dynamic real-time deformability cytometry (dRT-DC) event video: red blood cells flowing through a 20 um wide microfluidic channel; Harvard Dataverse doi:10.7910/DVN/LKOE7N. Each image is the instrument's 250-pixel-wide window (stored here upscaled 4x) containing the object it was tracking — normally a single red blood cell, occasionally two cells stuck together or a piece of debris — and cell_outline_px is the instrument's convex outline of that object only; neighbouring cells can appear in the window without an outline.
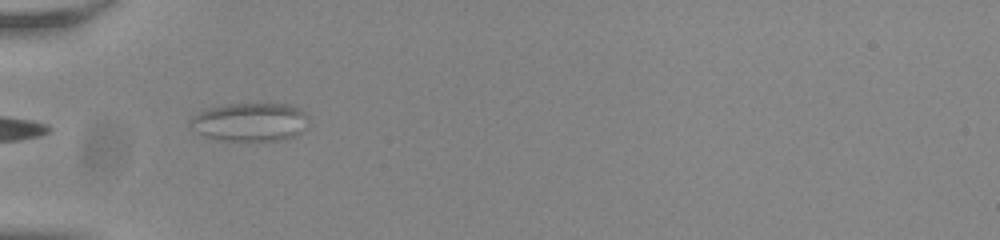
{"species": "common noctule bat (a hibernating species)", "species_latin": "Nyctalus noctula", "temperature_condition": "room temperature", "stored_images_in_passage": 4, "camera_frame_rate_fps": 3000, "um_per_image_px": 0.085, "animal": {"sex": "male", "body_mass_g": 20.0, "forearm_length_mm": 53.3}, "frame": {"image": 1, "passage_image": 1, "time_ms": 0.0, "image_size_px": [1000, 240], "cell_outline_px": [[308, 128], [296, 136], [284, 140], [220, 140], [204, 136], [188, 124], [188, 120], [192, 116], [208, 108], [224, 104], [288, 104], [304, 112], [308, 116]], "centroid_in_image_um": [21.28, 10.37], "position_along_channel_um": 63.7, "area_um2": 26.65}}